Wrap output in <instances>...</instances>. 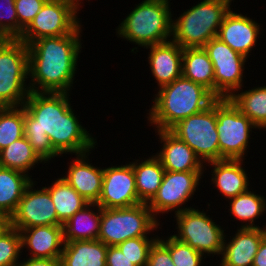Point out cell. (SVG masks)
<instances>
[{"label":"cell","mask_w":266,"mask_h":266,"mask_svg":"<svg viewBox=\"0 0 266 266\" xmlns=\"http://www.w3.org/2000/svg\"><path fill=\"white\" fill-rule=\"evenodd\" d=\"M145 203L123 208H101L98 240L107 246H117L127 239L149 237L160 222Z\"/></svg>","instance_id":"cell-6"},{"label":"cell","mask_w":266,"mask_h":266,"mask_svg":"<svg viewBox=\"0 0 266 266\" xmlns=\"http://www.w3.org/2000/svg\"><path fill=\"white\" fill-rule=\"evenodd\" d=\"M266 236L264 226L237 229L234 237L222 248L219 266H252L262 239Z\"/></svg>","instance_id":"cell-19"},{"label":"cell","mask_w":266,"mask_h":266,"mask_svg":"<svg viewBox=\"0 0 266 266\" xmlns=\"http://www.w3.org/2000/svg\"><path fill=\"white\" fill-rule=\"evenodd\" d=\"M258 129H266V86L254 87L248 91L234 93L229 98Z\"/></svg>","instance_id":"cell-30"},{"label":"cell","mask_w":266,"mask_h":266,"mask_svg":"<svg viewBox=\"0 0 266 266\" xmlns=\"http://www.w3.org/2000/svg\"><path fill=\"white\" fill-rule=\"evenodd\" d=\"M252 266H266V236L259 245Z\"/></svg>","instance_id":"cell-41"},{"label":"cell","mask_w":266,"mask_h":266,"mask_svg":"<svg viewBox=\"0 0 266 266\" xmlns=\"http://www.w3.org/2000/svg\"><path fill=\"white\" fill-rule=\"evenodd\" d=\"M216 125L215 101L204 111L180 120L170 131L184 141L203 164H207L220 160Z\"/></svg>","instance_id":"cell-8"},{"label":"cell","mask_w":266,"mask_h":266,"mask_svg":"<svg viewBox=\"0 0 266 266\" xmlns=\"http://www.w3.org/2000/svg\"><path fill=\"white\" fill-rule=\"evenodd\" d=\"M100 220L101 207L97 203H88L63 224L64 242L97 240Z\"/></svg>","instance_id":"cell-23"},{"label":"cell","mask_w":266,"mask_h":266,"mask_svg":"<svg viewBox=\"0 0 266 266\" xmlns=\"http://www.w3.org/2000/svg\"><path fill=\"white\" fill-rule=\"evenodd\" d=\"M24 136V107H0V151Z\"/></svg>","instance_id":"cell-32"},{"label":"cell","mask_w":266,"mask_h":266,"mask_svg":"<svg viewBox=\"0 0 266 266\" xmlns=\"http://www.w3.org/2000/svg\"><path fill=\"white\" fill-rule=\"evenodd\" d=\"M260 25L247 15L235 13L231 9L225 15L217 37L235 52L249 58L260 35Z\"/></svg>","instance_id":"cell-16"},{"label":"cell","mask_w":266,"mask_h":266,"mask_svg":"<svg viewBox=\"0 0 266 266\" xmlns=\"http://www.w3.org/2000/svg\"><path fill=\"white\" fill-rule=\"evenodd\" d=\"M158 240L170 251L175 266H201L205 255L199 253L188 244L179 241L175 237L168 236Z\"/></svg>","instance_id":"cell-33"},{"label":"cell","mask_w":266,"mask_h":266,"mask_svg":"<svg viewBox=\"0 0 266 266\" xmlns=\"http://www.w3.org/2000/svg\"><path fill=\"white\" fill-rule=\"evenodd\" d=\"M147 48L150 70L159 88L182 76L183 48L179 44L170 40Z\"/></svg>","instance_id":"cell-21"},{"label":"cell","mask_w":266,"mask_h":266,"mask_svg":"<svg viewBox=\"0 0 266 266\" xmlns=\"http://www.w3.org/2000/svg\"><path fill=\"white\" fill-rule=\"evenodd\" d=\"M158 89L147 117L156 130H170L180 120L204 111L217 100L208 89L183 76Z\"/></svg>","instance_id":"cell-3"},{"label":"cell","mask_w":266,"mask_h":266,"mask_svg":"<svg viewBox=\"0 0 266 266\" xmlns=\"http://www.w3.org/2000/svg\"><path fill=\"white\" fill-rule=\"evenodd\" d=\"M161 139L160 152L156 157L160 160L165 171H205L202 161L194 151L170 130H156Z\"/></svg>","instance_id":"cell-17"},{"label":"cell","mask_w":266,"mask_h":266,"mask_svg":"<svg viewBox=\"0 0 266 266\" xmlns=\"http://www.w3.org/2000/svg\"><path fill=\"white\" fill-rule=\"evenodd\" d=\"M16 266H61L60 258H28L20 260Z\"/></svg>","instance_id":"cell-40"},{"label":"cell","mask_w":266,"mask_h":266,"mask_svg":"<svg viewBox=\"0 0 266 266\" xmlns=\"http://www.w3.org/2000/svg\"><path fill=\"white\" fill-rule=\"evenodd\" d=\"M45 163L34 151L25 136L12 142L0 151V166L23 172L27 175L35 164Z\"/></svg>","instance_id":"cell-29"},{"label":"cell","mask_w":266,"mask_h":266,"mask_svg":"<svg viewBox=\"0 0 266 266\" xmlns=\"http://www.w3.org/2000/svg\"><path fill=\"white\" fill-rule=\"evenodd\" d=\"M81 26L72 34L41 38L28 45L30 91L69 93L82 50Z\"/></svg>","instance_id":"cell-2"},{"label":"cell","mask_w":266,"mask_h":266,"mask_svg":"<svg viewBox=\"0 0 266 266\" xmlns=\"http://www.w3.org/2000/svg\"><path fill=\"white\" fill-rule=\"evenodd\" d=\"M182 76L202 85L215 96L213 63L203 47L183 48Z\"/></svg>","instance_id":"cell-25"},{"label":"cell","mask_w":266,"mask_h":266,"mask_svg":"<svg viewBox=\"0 0 266 266\" xmlns=\"http://www.w3.org/2000/svg\"><path fill=\"white\" fill-rule=\"evenodd\" d=\"M147 266H175L170 251L158 239L149 250Z\"/></svg>","instance_id":"cell-38"},{"label":"cell","mask_w":266,"mask_h":266,"mask_svg":"<svg viewBox=\"0 0 266 266\" xmlns=\"http://www.w3.org/2000/svg\"><path fill=\"white\" fill-rule=\"evenodd\" d=\"M78 11L70 0H47L18 39L28 46L37 39L72 34L81 25Z\"/></svg>","instance_id":"cell-11"},{"label":"cell","mask_w":266,"mask_h":266,"mask_svg":"<svg viewBox=\"0 0 266 266\" xmlns=\"http://www.w3.org/2000/svg\"><path fill=\"white\" fill-rule=\"evenodd\" d=\"M216 117L220 160H244L250 131L258 127L233 104L229 98L216 100Z\"/></svg>","instance_id":"cell-9"},{"label":"cell","mask_w":266,"mask_h":266,"mask_svg":"<svg viewBox=\"0 0 266 266\" xmlns=\"http://www.w3.org/2000/svg\"><path fill=\"white\" fill-rule=\"evenodd\" d=\"M242 159H222L209 162L213 165L211 182L214 183L222 196L234 198L249 188L248 174L242 167Z\"/></svg>","instance_id":"cell-22"},{"label":"cell","mask_w":266,"mask_h":266,"mask_svg":"<svg viewBox=\"0 0 266 266\" xmlns=\"http://www.w3.org/2000/svg\"><path fill=\"white\" fill-rule=\"evenodd\" d=\"M213 63L215 80V97L230 98L238 90H242L243 71L247 60L235 52L218 37L211 39L204 47Z\"/></svg>","instance_id":"cell-12"},{"label":"cell","mask_w":266,"mask_h":266,"mask_svg":"<svg viewBox=\"0 0 266 266\" xmlns=\"http://www.w3.org/2000/svg\"><path fill=\"white\" fill-rule=\"evenodd\" d=\"M45 188L51 196L61 225L89 203L62 177L57 178L55 182H52L51 186H45Z\"/></svg>","instance_id":"cell-28"},{"label":"cell","mask_w":266,"mask_h":266,"mask_svg":"<svg viewBox=\"0 0 266 266\" xmlns=\"http://www.w3.org/2000/svg\"><path fill=\"white\" fill-rule=\"evenodd\" d=\"M232 0H203L172 20V37L182 48L204 47L217 37Z\"/></svg>","instance_id":"cell-5"},{"label":"cell","mask_w":266,"mask_h":266,"mask_svg":"<svg viewBox=\"0 0 266 266\" xmlns=\"http://www.w3.org/2000/svg\"><path fill=\"white\" fill-rule=\"evenodd\" d=\"M28 46L19 39L0 40V107L23 106L30 93Z\"/></svg>","instance_id":"cell-7"},{"label":"cell","mask_w":266,"mask_h":266,"mask_svg":"<svg viewBox=\"0 0 266 266\" xmlns=\"http://www.w3.org/2000/svg\"><path fill=\"white\" fill-rule=\"evenodd\" d=\"M77 8H79L80 9V7L79 6H81L80 4H81V0H70ZM80 2V3H79Z\"/></svg>","instance_id":"cell-43"},{"label":"cell","mask_w":266,"mask_h":266,"mask_svg":"<svg viewBox=\"0 0 266 266\" xmlns=\"http://www.w3.org/2000/svg\"><path fill=\"white\" fill-rule=\"evenodd\" d=\"M69 93L30 91L24 107V136L46 163L61 154H84L96 139L78 121Z\"/></svg>","instance_id":"cell-1"},{"label":"cell","mask_w":266,"mask_h":266,"mask_svg":"<svg viewBox=\"0 0 266 266\" xmlns=\"http://www.w3.org/2000/svg\"><path fill=\"white\" fill-rule=\"evenodd\" d=\"M6 39L1 33H0V40Z\"/></svg>","instance_id":"cell-44"},{"label":"cell","mask_w":266,"mask_h":266,"mask_svg":"<svg viewBox=\"0 0 266 266\" xmlns=\"http://www.w3.org/2000/svg\"><path fill=\"white\" fill-rule=\"evenodd\" d=\"M169 2L142 1L120 23L118 36L143 48L170 41L173 15Z\"/></svg>","instance_id":"cell-4"},{"label":"cell","mask_w":266,"mask_h":266,"mask_svg":"<svg viewBox=\"0 0 266 266\" xmlns=\"http://www.w3.org/2000/svg\"><path fill=\"white\" fill-rule=\"evenodd\" d=\"M106 266H136L117 246H108Z\"/></svg>","instance_id":"cell-39"},{"label":"cell","mask_w":266,"mask_h":266,"mask_svg":"<svg viewBox=\"0 0 266 266\" xmlns=\"http://www.w3.org/2000/svg\"><path fill=\"white\" fill-rule=\"evenodd\" d=\"M21 250L20 231L12 227L0 238V266H16Z\"/></svg>","instance_id":"cell-35"},{"label":"cell","mask_w":266,"mask_h":266,"mask_svg":"<svg viewBox=\"0 0 266 266\" xmlns=\"http://www.w3.org/2000/svg\"><path fill=\"white\" fill-rule=\"evenodd\" d=\"M47 0H15L18 17V38L30 24L35 15L41 10Z\"/></svg>","instance_id":"cell-37"},{"label":"cell","mask_w":266,"mask_h":266,"mask_svg":"<svg viewBox=\"0 0 266 266\" xmlns=\"http://www.w3.org/2000/svg\"><path fill=\"white\" fill-rule=\"evenodd\" d=\"M87 152L76 155L70 162L67 175L62 178L89 203H97L102 190L103 169L93 166Z\"/></svg>","instance_id":"cell-20"},{"label":"cell","mask_w":266,"mask_h":266,"mask_svg":"<svg viewBox=\"0 0 266 266\" xmlns=\"http://www.w3.org/2000/svg\"><path fill=\"white\" fill-rule=\"evenodd\" d=\"M12 228L11 216L0 213V238Z\"/></svg>","instance_id":"cell-42"},{"label":"cell","mask_w":266,"mask_h":266,"mask_svg":"<svg viewBox=\"0 0 266 266\" xmlns=\"http://www.w3.org/2000/svg\"><path fill=\"white\" fill-rule=\"evenodd\" d=\"M34 183L32 181L27 186L17 210L11 216L12 227L23 230L41 225H61L48 190L45 187L36 190Z\"/></svg>","instance_id":"cell-14"},{"label":"cell","mask_w":266,"mask_h":266,"mask_svg":"<svg viewBox=\"0 0 266 266\" xmlns=\"http://www.w3.org/2000/svg\"><path fill=\"white\" fill-rule=\"evenodd\" d=\"M97 204L101 208H123L140 204L130 162L123 166L103 168L102 190Z\"/></svg>","instance_id":"cell-15"},{"label":"cell","mask_w":266,"mask_h":266,"mask_svg":"<svg viewBox=\"0 0 266 266\" xmlns=\"http://www.w3.org/2000/svg\"><path fill=\"white\" fill-rule=\"evenodd\" d=\"M21 246L30 258H60L64 248L63 225H41L19 230Z\"/></svg>","instance_id":"cell-18"},{"label":"cell","mask_w":266,"mask_h":266,"mask_svg":"<svg viewBox=\"0 0 266 266\" xmlns=\"http://www.w3.org/2000/svg\"><path fill=\"white\" fill-rule=\"evenodd\" d=\"M229 211L230 213L243 221L241 228H260V226L254 224V220L262 217L266 211V198L262 195L255 194L249 189L234 198L229 199Z\"/></svg>","instance_id":"cell-31"},{"label":"cell","mask_w":266,"mask_h":266,"mask_svg":"<svg viewBox=\"0 0 266 266\" xmlns=\"http://www.w3.org/2000/svg\"><path fill=\"white\" fill-rule=\"evenodd\" d=\"M31 175L0 166V213L12 216L27 188Z\"/></svg>","instance_id":"cell-27"},{"label":"cell","mask_w":266,"mask_h":266,"mask_svg":"<svg viewBox=\"0 0 266 266\" xmlns=\"http://www.w3.org/2000/svg\"><path fill=\"white\" fill-rule=\"evenodd\" d=\"M158 237L131 238L118 244L117 247L136 266H147L149 250Z\"/></svg>","instance_id":"cell-34"},{"label":"cell","mask_w":266,"mask_h":266,"mask_svg":"<svg viewBox=\"0 0 266 266\" xmlns=\"http://www.w3.org/2000/svg\"><path fill=\"white\" fill-rule=\"evenodd\" d=\"M0 33L7 39H18L15 0H0Z\"/></svg>","instance_id":"cell-36"},{"label":"cell","mask_w":266,"mask_h":266,"mask_svg":"<svg viewBox=\"0 0 266 266\" xmlns=\"http://www.w3.org/2000/svg\"><path fill=\"white\" fill-rule=\"evenodd\" d=\"M107 248L98 239L65 242L61 266H106Z\"/></svg>","instance_id":"cell-24"},{"label":"cell","mask_w":266,"mask_h":266,"mask_svg":"<svg viewBox=\"0 0 266 266\" xmlns=\"http://www.w3.org/2000/svg\"><path fill=\"white\" fill-rule=\"evenodd\" d=\"M130 163L133 166L140 203L148 204L161 186L165 169L155 155L141 162L140 160H135V162L132 161Z\"/></svg>","instance_id":"cell-26"},{"label":"cell","mask_w":266,"mask_h":266,"mask_svg":"<svg viewBox=\"0 0 266 266\" xmlns=\"http://www.w3.org/2000/svg\"><path fill=\"white\" fill-rule=\"evenodd\" d=\"M178 233L172 235L203 255H221L224 239L227 237L206 212L190 208L174 216ZM206 253V254H204Z\"/></svg>","instance_id":"cell-10"},{"label":"cell","mask_w":266,"mask_h":266,"mask_svg":"<svg viewBox=\"0 0 266 266\" xmlns=\"http://www.w3.org/2000/svg\"><path fill=\"white\" fill-rule=\"evenodd\" d=\"M204 171H165L161 186L147 204L153 215L175 211L174 214L193 207H183L193 197ZM181 207V208H180Z\"/></svg>","instance_id":"cell-13"}]
</instances>
